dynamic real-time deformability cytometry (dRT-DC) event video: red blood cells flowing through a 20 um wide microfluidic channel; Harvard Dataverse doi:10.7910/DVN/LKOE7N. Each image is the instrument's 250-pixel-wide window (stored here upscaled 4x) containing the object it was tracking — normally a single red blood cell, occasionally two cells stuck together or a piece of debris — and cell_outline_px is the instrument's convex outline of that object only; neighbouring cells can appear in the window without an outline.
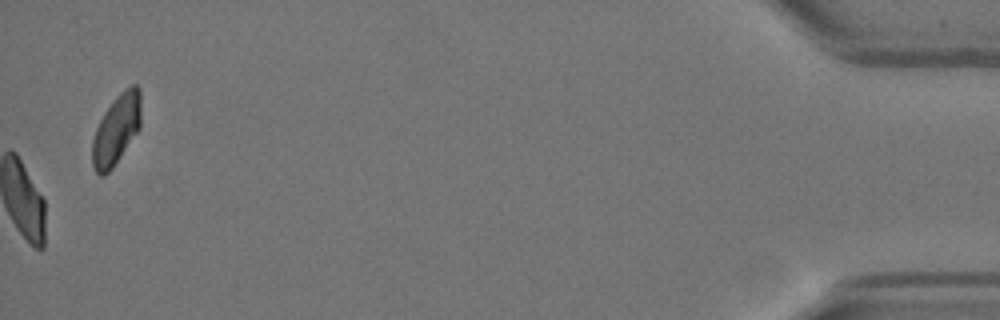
{"species": "Egyptian fruit bat (a non-hibernating species)", "species_latin": "Rousettus aegyptiacus", "temperature_condition": "warm", "stored_images_in_passage": 48, "camera_frame_rate_fps": 3000, "um_per_image_px": 0.085, "animal": {"sex": "female"}, "frame": {"image": 1, "passage_image": 48, "time_ms": 15.667, "image_size_px": [1000, 320], "cell_outline_px": [[140, 128], [112, 168], [104, 176], [100, 176], [96, 172], [92, 164], [92, 140], [96, 128], [104, 112], [116, 96], [124, 88], [132, 84], [136, 84], [140, 88]], "centroid_in_image_um": [9.88, 10.99], "position_along_channel_um": 425.3, "area_um2": 19.83}, "authors_computed_cell_mechanics": {"area_um2": 22.6865, "velocity_mm_per_s": 3.6821, "shape_relaxation_time_tau1_ms": null, "shape_relaxation_time_tau2_ms": 1.1594, "deformation_change_tau1": null, "deformation_change_tau2": 0.0616}}